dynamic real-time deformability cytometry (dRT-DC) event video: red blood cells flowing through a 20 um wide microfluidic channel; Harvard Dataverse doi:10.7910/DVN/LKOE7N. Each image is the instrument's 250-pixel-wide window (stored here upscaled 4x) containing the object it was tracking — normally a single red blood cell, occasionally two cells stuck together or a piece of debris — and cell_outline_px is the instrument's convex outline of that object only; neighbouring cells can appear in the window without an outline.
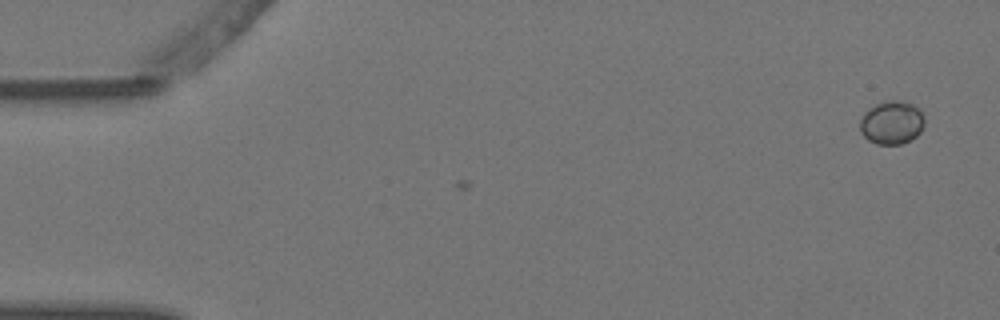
{"species": "Egyptian fruit bat (a non-hibernating species)", "species_latin": "Rousettus aegyptiacus", "temperature_condition": "warm", "stored_images_in_passage": 2, "camera_frame_rate_fps": 3000, "um_per_image_px": 0.085, "animal": {"sex": "female"}, "frame": {"image": 1, "passage_image": 2, "time_ms": 0.333, "image_size_px": [1000, 320], "cell_outline_px": [[924, 124], [920, 132], [916, 136], [900, 144], [876, 144], [868, 140], [860, 132], [860, 120], [864, 112], [876, 104], [884, 100], [896, 100], [912, 104], [920, 108], [924, 116]], "centroid_in_image_um": [75.79, 10.41], "position_along_channel_um": 9.2, "area_um2": 16.36}}